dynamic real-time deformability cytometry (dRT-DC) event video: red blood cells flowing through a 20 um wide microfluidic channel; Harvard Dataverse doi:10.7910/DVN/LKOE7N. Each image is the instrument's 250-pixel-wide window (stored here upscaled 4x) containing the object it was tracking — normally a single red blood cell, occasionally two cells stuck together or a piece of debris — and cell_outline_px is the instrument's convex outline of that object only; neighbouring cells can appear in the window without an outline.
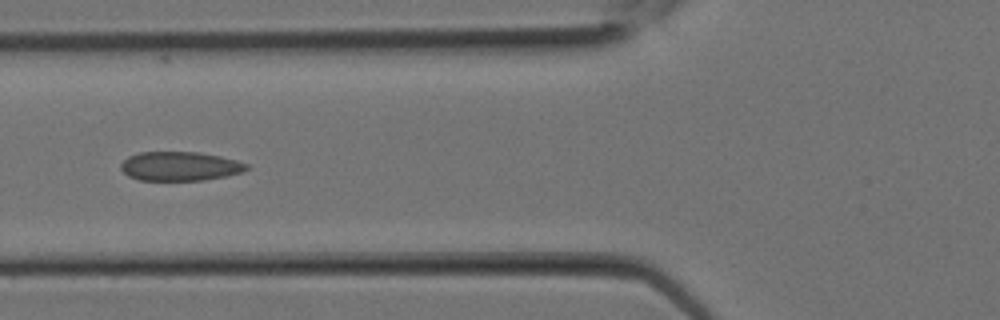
{"species": "Egyptian fruit bat (a non-hibernating species)", "species_latin": "Rousettus aegyptiacus", "temperature_condition": "room temperature", "stored_images_in_passage": 11, "camera_frame_rate_fps": 3000, "um_per_image_px": 0.085, "animal": {"sex": "female"}, "frame": {"image": 1, "passage_image": 9, "time_ms": 2.667, "image_size_px": [1000, 320], "cell_outline_px": [[248, 168], [240, 172], [224, 176], [204, 180], [140, 180], [128, 176], [120, 168], [120, 164], [128, 156], [140, 152], [196, 152], [220, 156], [236, 160], [248, 164]], "centroid_in_image_um": [15.26, 14.12], "position_along_channel_um": 110.5, "area_um2": 21.15}}